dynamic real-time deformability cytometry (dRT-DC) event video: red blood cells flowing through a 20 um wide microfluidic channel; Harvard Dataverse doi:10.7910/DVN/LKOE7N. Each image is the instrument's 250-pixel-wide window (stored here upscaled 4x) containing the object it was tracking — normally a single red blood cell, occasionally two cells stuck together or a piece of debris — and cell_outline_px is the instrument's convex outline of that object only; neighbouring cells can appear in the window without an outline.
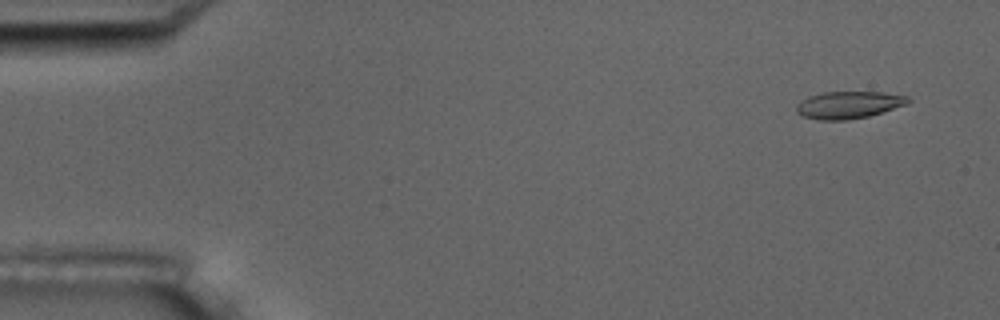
{"species": "common noctule bat (a hibernating species)", "species_latin": "Nyctalus noctula", "temperature_condition": "room temperature", "stored_images_in_passage": 5, "camera_frame_rate_fps": 3000, "um_per_image_px": 0.085, "animal": {"sex": "male", "body_mass_g": 17.5, "forearm_length_mm": 52.3}, "frame": {"image": 1, "passage_image": 1, "time_ms": 0.0, "image_size_px": [1000, 320], "cell_outline_px": [[912, 100], [908, 104], [868, 116], [844, 120], [820, 120], [804, 116], [796, 112], [796, 104], [800, 100], [808, 96], [824, 92], [880, 92], [908, 96]], "centroid_in_image_um": [72.13, 8.91], "position_along_channel_um": 12.9, "area_um2": 17.69}}